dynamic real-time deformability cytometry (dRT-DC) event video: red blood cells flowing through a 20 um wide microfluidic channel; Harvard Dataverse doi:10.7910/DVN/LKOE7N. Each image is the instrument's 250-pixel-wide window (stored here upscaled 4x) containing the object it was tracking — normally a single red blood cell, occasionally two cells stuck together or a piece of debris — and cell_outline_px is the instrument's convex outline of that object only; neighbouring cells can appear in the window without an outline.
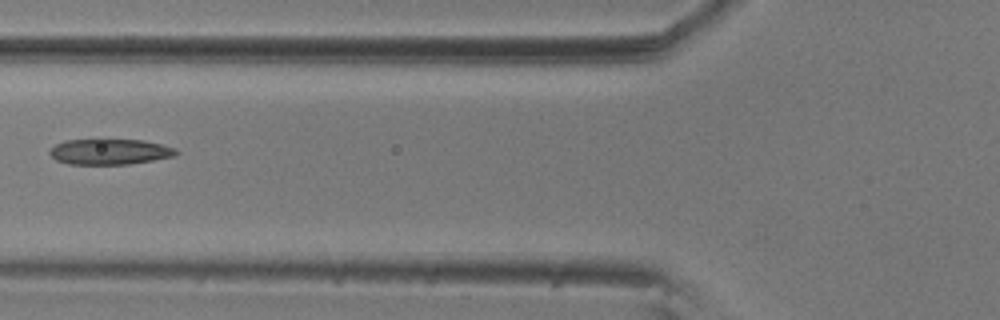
{"species": "common noctule bat (a hibernating species)", "species_latin": "Nyctalus noctula", "temperature_condition": "room temperature", "stored_images_in_passage": 15, "camera_frame_rate_fps": 3000, "um_per_image_px": 0.085, "animal": {"sex": "male", "body_mass_g": 20.5, "forearm_length_mm": 52.5}, "frame": {"image": 1, "passage_image": 6, "time_ms": 1.667, "image_size_px": [1000, 320], "cell_outline_px": [[180, 152], [176, 156], [128, 164], [68, 164], [56, 160], [48, 152], [56, 144], [64, 140], [100, 136], [144, 140], [176, 148]], "centroid_in_image_um": [9.32, 12.83], "position_along_channel_um": 116.5, "area_um2": 19.94}}
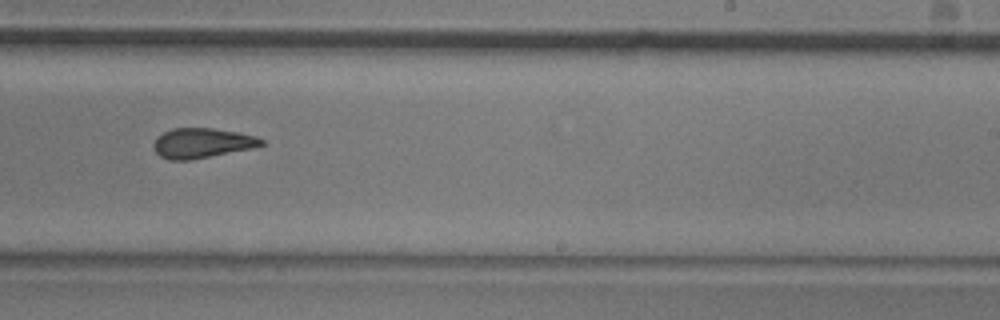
{"frame": {"image": 2, "passage_image": 10, "time_ms": 3.0, "image_size_px": [1000, 320], "cell_outline_px": [[264, 144], [252, 148], [188, 160], [168, 160], [160, 156], [152, 148], [152, 144], [156, 136], [172, 128], [212, 128], [236, 132], [256, 136], [264, 140]], "centroid_in_image_um": [17.11, 12.15], "position_along_channel_um": 271.9, "area_um2": 18.73}}
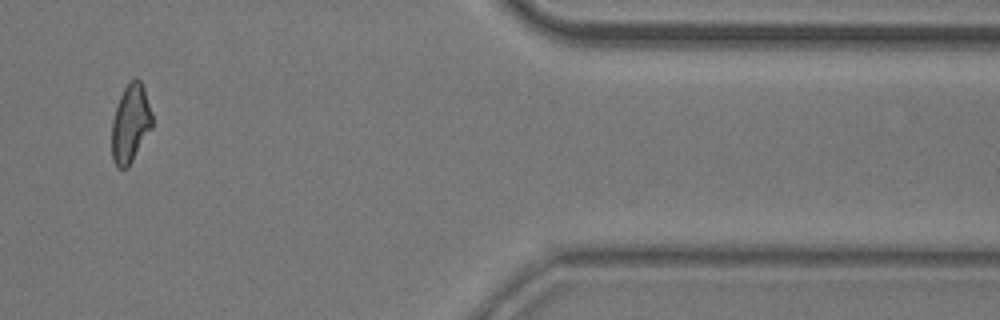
{"frame": {"image": 3, "passage_image": 14, "time_ms": 4.333, "image_size_px": [1000, 320], "cell_outline_px": [[152, 128], [128, 168], [116, 168], [112, 160], [112, 120], [120, 96], [124, 88], [136, 76], [140, 80], [144, 88], [152, 112]], "centroid_in_image_um": [11.09, 10.52], "position_along_channel_um": 400.3, "area_um2": 18.5}}